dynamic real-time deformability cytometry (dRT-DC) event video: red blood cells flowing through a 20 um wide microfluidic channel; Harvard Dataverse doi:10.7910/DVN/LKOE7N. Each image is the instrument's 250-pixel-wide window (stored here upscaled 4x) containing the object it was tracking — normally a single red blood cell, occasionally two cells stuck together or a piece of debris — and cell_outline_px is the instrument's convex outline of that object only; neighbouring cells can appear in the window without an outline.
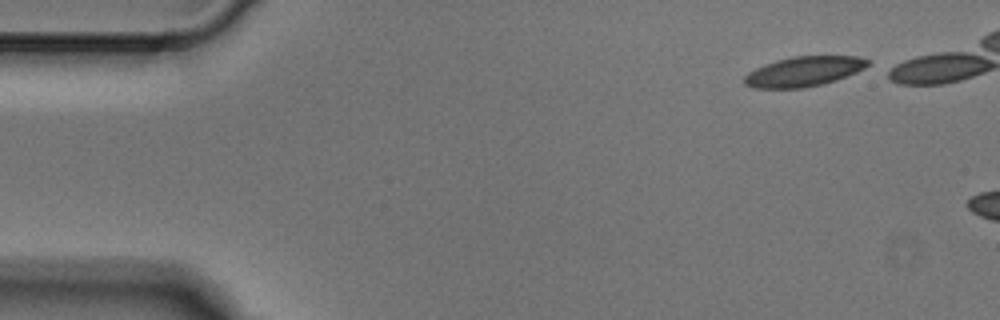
{"species": "Egyptian fruit bat (a non-hibernating species)", "species_latin": "Rousettus aegyptiacus", "temperature_condition": "cold", "stored_images_in_passage": 3, "camera_frame_rate_fps": 3000, "um_per_image_px": 0.085, "animal": {"sex": "male"}, "frame": {"image": 1, "passage_image": 1, "time_ms": 0.0, "image_size_px": [1000, 320], "cell_outline_px": [[872, 64], [856, 72], [836, 80], [824, 84], [804, 88], [752, 88], [744, 84], [744, 76], [748, 72], [764, 64], [776, 60], [792, 56], [856, 56], [872, 60]], "centroid_in_image_um": [68.34, 6.07], "position_along_channel_um": 16.7, "area_um2": 21.73}}